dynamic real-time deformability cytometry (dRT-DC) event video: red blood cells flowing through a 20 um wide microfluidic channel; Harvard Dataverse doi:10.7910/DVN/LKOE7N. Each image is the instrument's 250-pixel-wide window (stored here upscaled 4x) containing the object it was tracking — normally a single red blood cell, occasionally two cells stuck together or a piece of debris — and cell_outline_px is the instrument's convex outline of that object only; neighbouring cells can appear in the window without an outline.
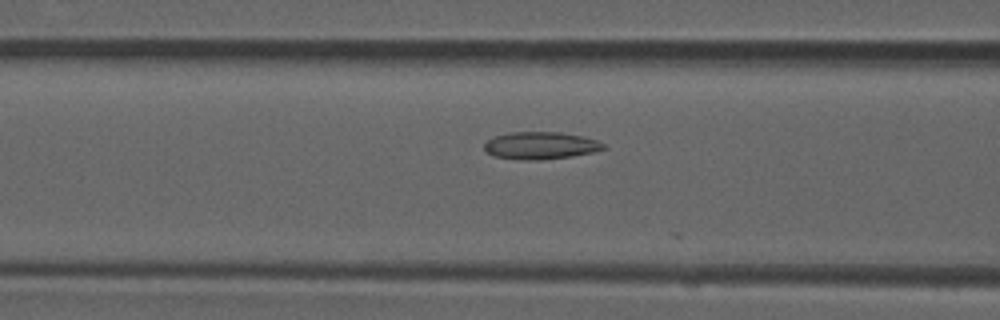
{"species": "common noctule bat (a hibernating species)", "species_latin": "Nyctalus noctula", "temperature_condition": "room temperature", "stored_images_in_passage": 14, "camera_frame_rate_fps": 3000, "um_per_image_px": 0.085, "animal": {"sex": "male", "forearm_length_mm": 52.5}, "frame": {"image": 1, "passage_image": 10, "time_ms": 3.0, "image_size_px": [1000, 320], "cell_outline_px": [[608, 148], [592, 152], [572, 156], [540, 160], [520, 160], [492, 156], [484, 148], [484, 144], [488, 140], [496, 136], [508, 132], [560, 132], [584, 136], [596, 140], [604, 144]], "centroid_in_image_um": [45.95, 12.37], "position_along_channel_um": 120.6, "area_um2": 19.07}}
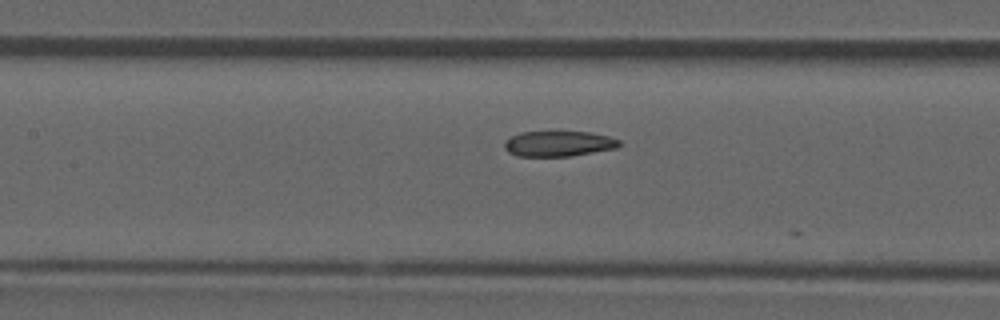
{"frame": {"image": 2, "passage_image": 13, "time_ms": 4.0, "image_size_px": [1000, 320], "cell_outline_px": [[624, 144], [616, 148], [568, 156], [516, 156], [508, 152], [504, 148], [504, 140], [520, 132], [592, 132], [608, 136], [620, 140]], "centroid_in_image_um": [47.48, 12.21], "position_along_channel_um": 159.9, "area_um2": 17.05}}